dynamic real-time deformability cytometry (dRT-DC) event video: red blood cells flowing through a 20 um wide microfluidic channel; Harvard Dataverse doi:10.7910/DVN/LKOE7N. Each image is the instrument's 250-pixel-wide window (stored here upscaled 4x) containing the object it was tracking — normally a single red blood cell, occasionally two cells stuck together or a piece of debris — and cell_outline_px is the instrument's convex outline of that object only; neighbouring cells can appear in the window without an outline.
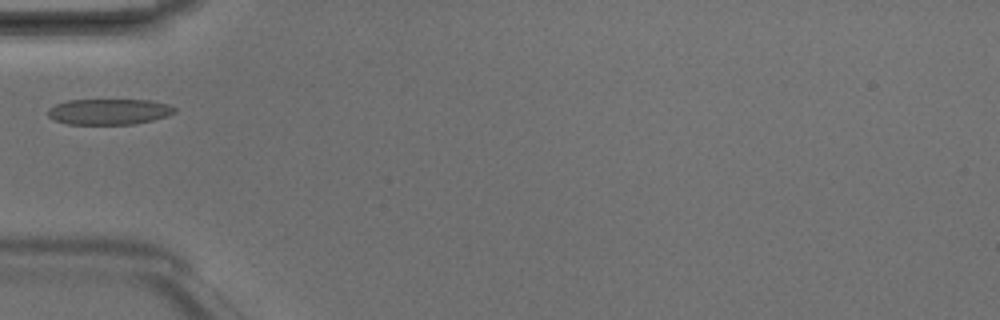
{"species": "Egyptian fruit bat (a non-hibernating species)", "species_latin": "Rousettus aegyptiacus", "temperature_condition": "room temperature", "stored_images_in_passage": 5, "camera_frame_rate_fps": 3000, "um_per_image_px": 0.085, "animal": {"sex": "male"}, "frame": {"image": 1, "passage_image": 3, "time_ms": 0.667, "image_size_px": [1000, 320], "cell_outline_px": [[176, 112], [168, 116], [152, 120], [132, 124], [68, 124], [52, 120], [48, 116], [48, 108], [56, 104], [68, 100], [152, 100], [168, 104], [176, 108]], "centroid_in_image_um": [9.26, 9.49], "position_along_channel_um": 75.7, "area_um2": 19.13}}
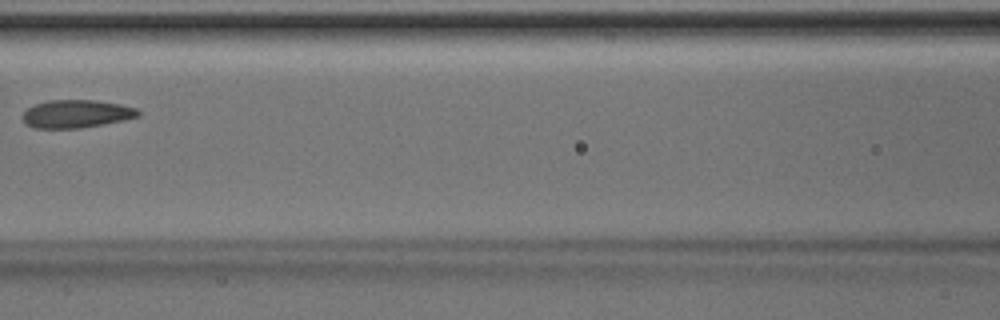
{"frame": {"image": 2, "passage_image": 5, "time_ms": 1.333, "image_size_px": [1000, 320], "cell_outline_px": [[140, 116], [124, 120], [80, 128], [36, 128], [28, 124], [24, 120], [24, 112], [28, 108], [36, 104], [48, 100], [96, 100], [120, 104], [136, 108], [140, 112]], "centroid_in_image_um": [6.53, 9.67], "position_along_channel_um": 160.1, "area_um2": 18.61}}